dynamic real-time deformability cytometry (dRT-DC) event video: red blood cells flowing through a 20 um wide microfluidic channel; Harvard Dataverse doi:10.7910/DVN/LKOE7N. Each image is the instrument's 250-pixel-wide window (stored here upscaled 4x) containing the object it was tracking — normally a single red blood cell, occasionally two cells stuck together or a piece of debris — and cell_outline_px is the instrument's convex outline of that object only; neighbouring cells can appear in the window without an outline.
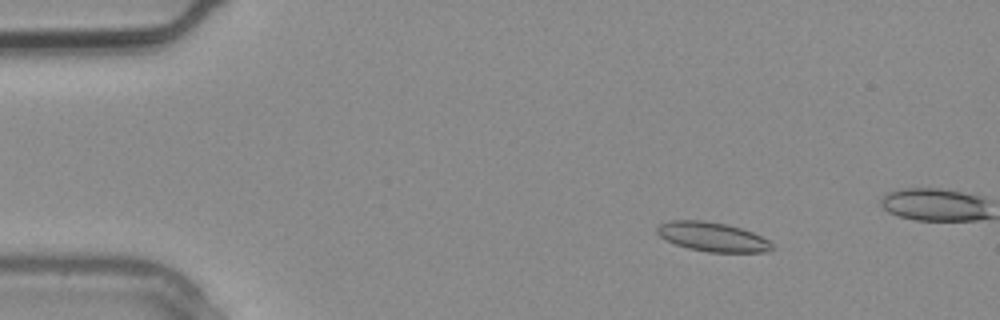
{"species": "common noctule bat (a hibernating species)", "species_latin": "Nyctalus noctula", "temperature_condition": "warm", "stored_images_in_passage": 5, "segment_of_instrument_passage": [1, 2], "camera_frame_rate_fps": 3000, "um_per_image_px": 0.085, "animal": {"sex": "male", "body_mass_g": 20.4}, "frame": {"image": 1, "passage_image": 2, "time_ms": 0.333, "image_size_px": [1000, 320], "cell_outline_px": [[776, 248], [768, 252], [708, 252], [688, 248], [676, 244], [660, 236], [656, 232], [656, 228], [660, 224], [668, 220], [704, 220], [724, 224], [740, 228], [752, 232], [768, 240]], "centroid_in_image_um": [60.57, 20.13], "position_along_channel_um": 24.4, "area_um2": 19.54}}
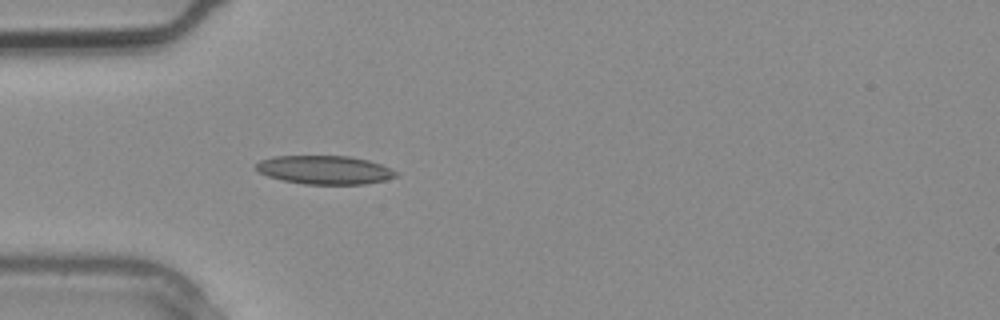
{"frame": {"image": 2, "passage_image": 4, "time_ms": 1.0, "image_size_px": [1000, 320], "cell_outline_px": [[400, 176], [384, 180], [364, 184], [304, 184], [284, 180], [268, 176], [260, 172], [256, 168], [256, 164], [260, 160], [272, 156], [348, 156], [368, 160], [380, 164], [396, 172]], "centroid_in_image_um": [27.59, 14.44], "position_along_channel_um": 57.4, "area_um2": 23.12}}